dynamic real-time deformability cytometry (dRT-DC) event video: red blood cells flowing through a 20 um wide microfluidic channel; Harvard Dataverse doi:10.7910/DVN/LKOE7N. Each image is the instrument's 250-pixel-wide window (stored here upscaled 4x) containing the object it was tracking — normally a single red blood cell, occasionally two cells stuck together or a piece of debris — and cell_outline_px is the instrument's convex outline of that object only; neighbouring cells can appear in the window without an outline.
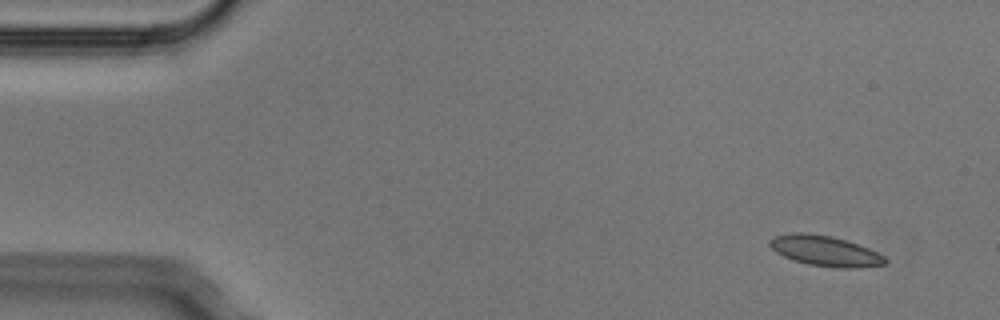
{"species": "Egyptian fruit bat (a non-hibernating species)", "species_latin": "Rousettus aegyptiacus", "temperature_condition": "cold", "stored_images_in_passage": 4, "camera_frame_rate_fps": 3000, "um_per_image_px": 0.085, "animal": {"sex": "male"}, "frame": {"image": 1, "passage_image": 1, "time_ms": 0.0, "image_size_px": [1000, 320], "cell_outline_px": [[888, 264], [856, 268], [836, 268], [808, 264], [792, 260], [776, 252], [768, 244], [768, 240], [772, 236], [796, 232], [800, 232], [828, 236], [844, 240], [868, 248], [884, 256], [888, 260]], "centroid_in_image_um": [70.11, 21.34], "position_along_channel_um": 14.9, "area_um2": 20.35}}
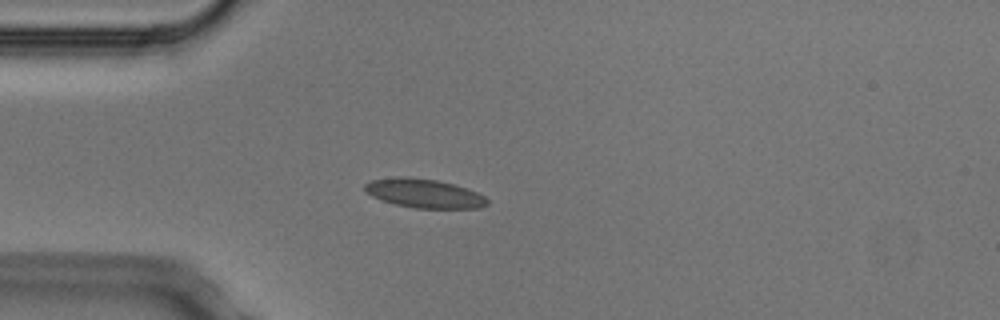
{"frame": {"image": 2, "passage_image": 4, "time_ms": 1.0, "image_size_px": [1000, 320], "cell_outline_px": [[488, 204], [480, 208], [416, 208], [396, 204], [372, 196], [364, 188], [364, 184], [372, 180], [396, 176], [408, 176], [436, 180], [468, 188], [484, 196], [488, 200]], "centroid_in_image_um": [36.07, 16.43], "position_along_channel_um": 48.9, "area_um2": 20.52}}